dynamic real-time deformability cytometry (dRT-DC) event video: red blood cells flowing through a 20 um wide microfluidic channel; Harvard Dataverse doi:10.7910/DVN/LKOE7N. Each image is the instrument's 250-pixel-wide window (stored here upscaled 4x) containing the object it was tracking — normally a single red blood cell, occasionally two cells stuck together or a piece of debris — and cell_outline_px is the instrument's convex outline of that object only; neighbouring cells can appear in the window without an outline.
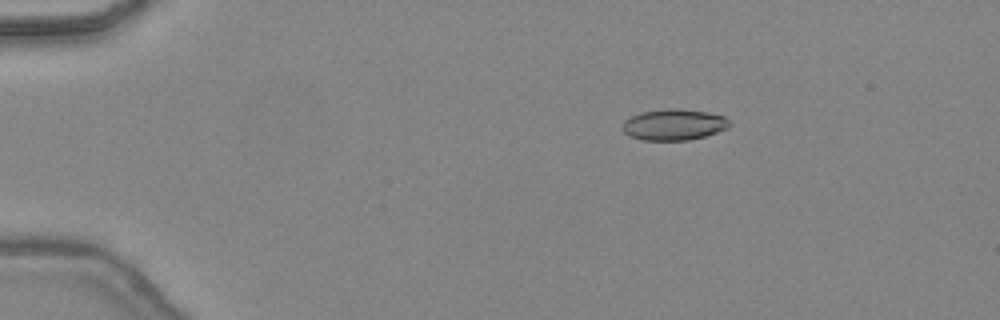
{"species": "common noctule bat (a hibernating species)", "species_latin": "Nyctalus noctula", "temperature_condition": "warm", "stored_images_in_passage": 47, "camera_frame_rate_fps": 3000, "um_per_image_px": 0.085, "animal": {"sex": "female", "body_mass_g": 24.6, "forearm_length_mm": 56.2}, "frame": {"image": 1, "passage_image": 9, "time_ms": 2.667, "image_size_px": [1000, 320], "cell_outline_px": [[732, 124], [728, 128], [704, 136], [688, 140], [644, 140], [628, 136], [620, 128], [624, 120], [640, 112], [672, 108], [676, 108], [708, 112], [724, 116]], "centroid_in_image_um": [57.25, 10.59], "position_along_channel_um": 27.7, "area_um2": 19.48}}
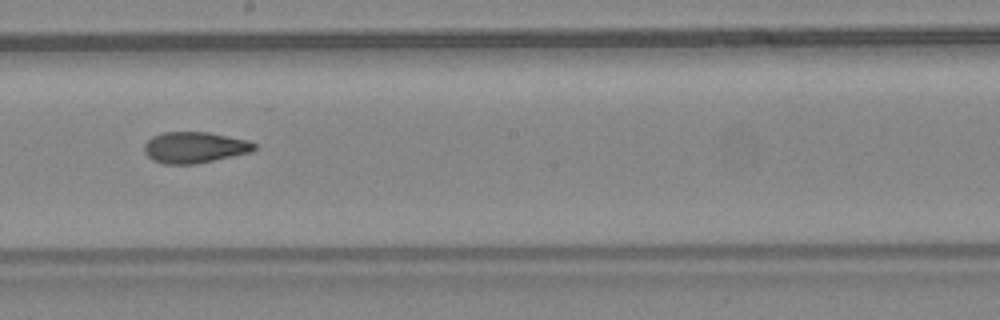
{"frame": {"image": 2, "passage_image": 28, "time_ms": 9.0, "image_size_px": [1000, 320], "cell_outline_px": [[256, 148], [252, 152], [196, 164], [164, 164], [152, 160], [144, 152], [144, 144], [152, 136], [164, 132], [208, 132], [248, 140], [256, 144]], "centroid_in_image_um": [16.54, 12.53], "position_along_channel_um": 231.7, "area_um2": 20.06}}
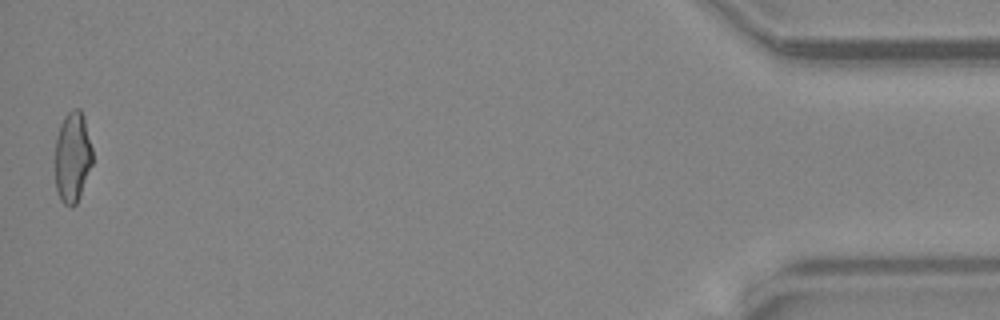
{"frame": {"image": 3, "passage_image": 47, "time_ms": 15.333, "image_size_px": [1000, 320], "cell_outline_px": [[92, 164], [80, 196], [76, 204], [72, 208], [64, 204], [60, 200], [56, 188], [56, 136], [60, 124], [64, 116], [68, 112], [76, 108], [80, 108], [84, 116], [92, 148]], "centroid_in_image_um": [6.17, 13.35], "position_along_channel_um": 429.0, "area_um2": 19.83}, "authors_computed_cell_mechanics": {"area_um2": 19.7676, "velocity_mm_per_s": 4.5069, "shape_relaxation_time_tau1_ms": null, "shape_relaxation_time_tau2_ms": 2.237, "deformation_change_tau1": null, "deformation_change_tau2": 0.075}}